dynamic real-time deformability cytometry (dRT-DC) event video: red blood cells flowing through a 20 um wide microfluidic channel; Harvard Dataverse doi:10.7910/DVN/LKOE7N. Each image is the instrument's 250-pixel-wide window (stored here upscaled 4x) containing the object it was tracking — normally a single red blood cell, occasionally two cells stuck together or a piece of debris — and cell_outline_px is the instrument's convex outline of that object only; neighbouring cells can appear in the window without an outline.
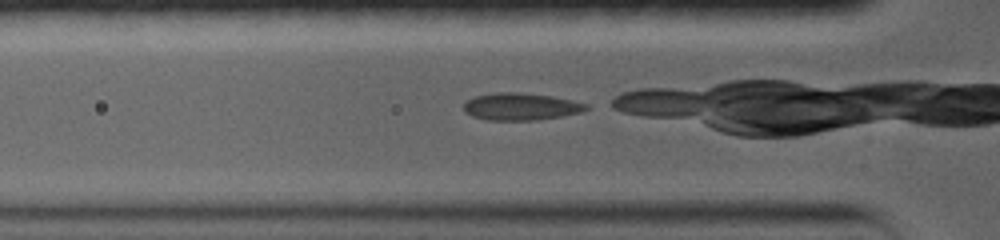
{"species": "common noctule bat (a hibernating species)", "species_latin": "Nyctalus noctula", "temperature_condition": "warm", "stored_images_in_passage": 40, "camera_frame_rate_fps": 5000, "um_per_image_px": 0.085, "animal": {"sex": "female", "body_mass_g": 19.0, "forearm_length_mm": 56.7}, "frame": {"image": 1, "passage_image": 2, "time_ms": 0.2, "image_size_px": [1000, 240], "cell_outline_px": [[588, 108], [580, 112], [560, 116], [532, 120], [488, 120], [476, 116], [468, 112], [464, 108], [464, 104], [468, 100], [476, 96], [548, 96], [568, 100], [584, 104]], "centroid_in_image_um": [44.29, 9.14], "position_along_channel_um": 81.5, "area_um2": 17.28}}
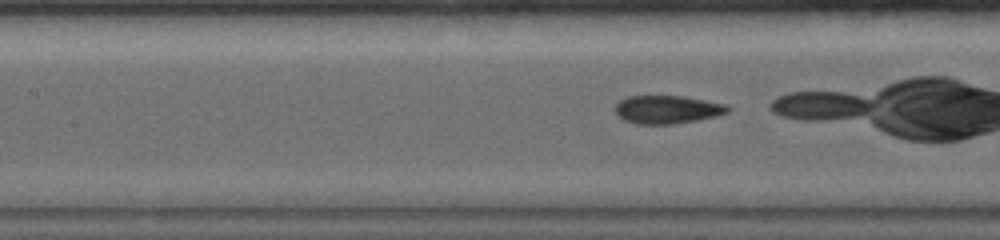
{"frame": {"image": 2, "passage_image": 9, "time_ms": 2.0, "image_size_px": [1000, 240], "cell_outline_px": [[728, 108], [724, 112], [692, 120], [668, 124], [640, 124], [628, 120], [620, 116], [616, 112], [616, 104], [632, 96], [672, 96], [720, 104]], "centroid_in_image_um": [56.57, 9.31], "position_along_channel_um": 150.8, "area_um2": 16.82}}
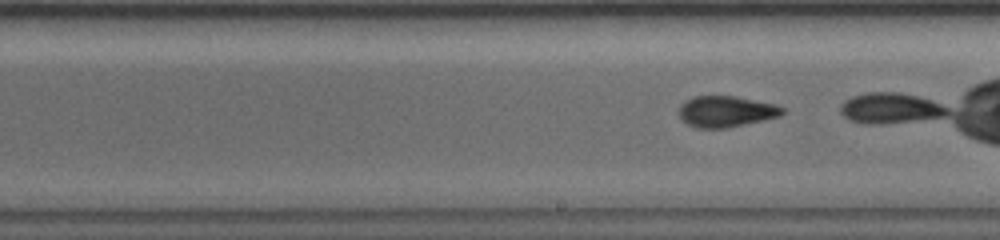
{"frame": {"image": 3, "passage_image": 18, "time_ms": 4.0, "image_size_px": [1000, 240], "cell_outline_px": [[784, 112], [776, 116], [724, 128], [696, 128], [688, 124], [680, 116], [680, 108], [688, 100], [696, 96], [728, 96], [768, 104], [780, 108]], "centroid_in_image_um": [61.6, 9.49], "position_along_channel_um": 227.4, "area_um2": 17.4}}